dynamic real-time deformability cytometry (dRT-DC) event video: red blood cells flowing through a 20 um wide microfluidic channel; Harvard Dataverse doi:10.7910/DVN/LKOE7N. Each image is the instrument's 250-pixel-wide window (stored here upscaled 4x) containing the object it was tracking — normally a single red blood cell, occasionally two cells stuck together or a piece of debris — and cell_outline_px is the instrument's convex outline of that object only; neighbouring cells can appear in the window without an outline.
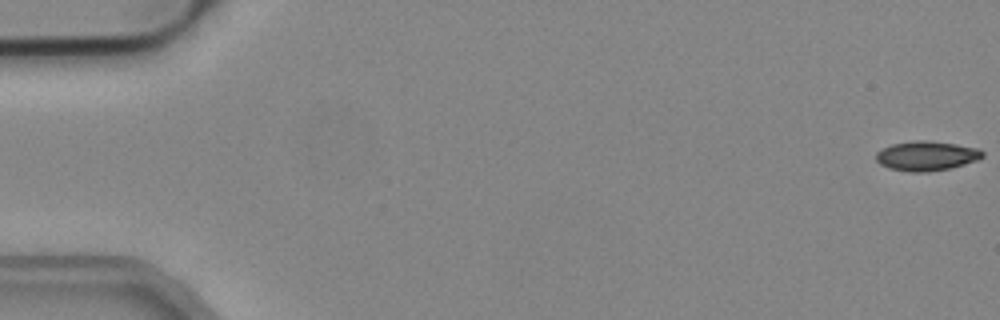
{"species": "common noctule bat (a hibernating species)", "species_latin": "Nyctalus noctula", "temperature_condition": "cold", "stored_images_in_passage": 52, "camera_frame_rate_fps": 3000, "um_per_image_px": 0.085, "animal": {"sex": "male", "body_mass_g": 19.2, "forearm_length_mm": 51.8}, "frame": {"image": 1, "passage_image": 1, "time_ms": 0.0, "image_size_px": [1000, 320], "cell_outline_px": [[984, 156], [976, 160], [964, 164], [948, 168], [928, 172], [908, 172], [888, 168], [880, 164], [876, 160], [876, 152], [880, 148], [892, 144], [916, 140], [928, 140], [956, 144], [980, 148], [984, 152]], "centroid_in_image_um": [78.73, 13.24], "position_along_channel_um": 6.3, "area_um2": 18.5}}
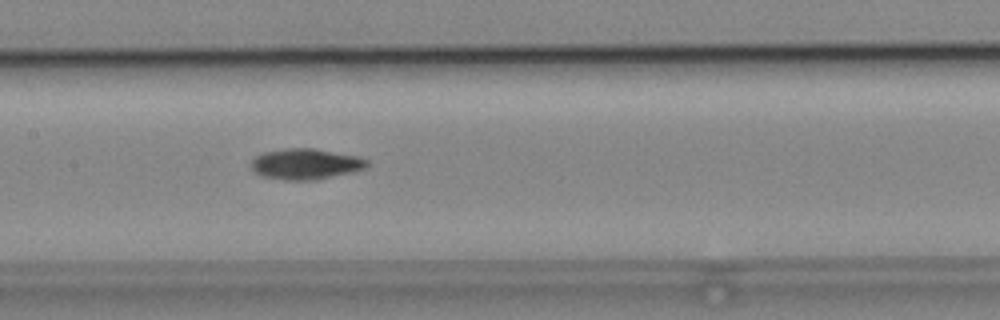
{"frame": {"image": 2, "passage_image": 26, "time_ms": 8.333, "image_size_px": [1000, 320], "cell_outline_px": [[368, 168], [352, 172], [308, 180], [284, 180], [264, 176], [256, 172], [252, 168], [252, 160], [256, 156], [264, 152], [284, 148], [312, 148], [356, 156], [368, 160]], "centroid_in_image_um": [25.98, 13.93], "position_along_channel_um": 181.4, "area_um2": 20.4}}
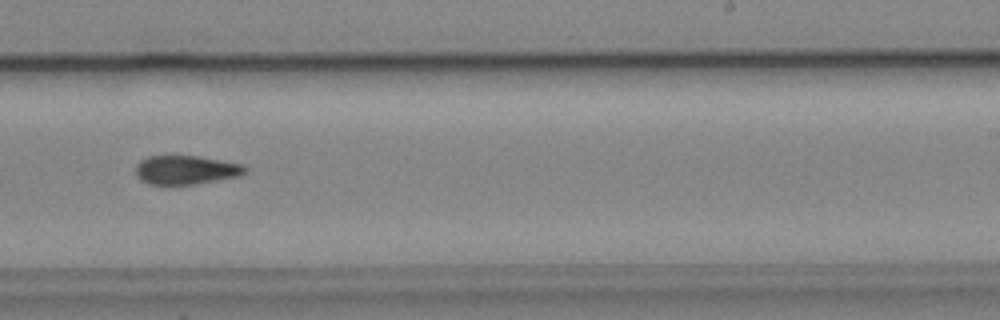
{"frame": {"image": 3, "passage_image": 33, "time_ms": 10.667, "image_size_px": [1000, 320], "cell_outline_px": [[248, 172], [240, 176], [196, 184], [168, 188], [148, 184], [140, 180], [136, 176], [136, 164], [140, 160], [148, 156], [196, 156], [244, 164], [248, 168]], "centroid_in_image_um": [15.78, 14.49], "position_along_channel_um": 273.2, "area_um2": 19.25}, "authors_computed_cell_mechanics": {"area_um2": 18.9584, "velocity_mm_per_s": 3.9604, "shape_relaxation_time_tau1_ms": 8.4044, "shape_relaxation_time_tau2_ms": null, "deformation_change_tau1": 0.189, "deformation_change_tau2": null}}